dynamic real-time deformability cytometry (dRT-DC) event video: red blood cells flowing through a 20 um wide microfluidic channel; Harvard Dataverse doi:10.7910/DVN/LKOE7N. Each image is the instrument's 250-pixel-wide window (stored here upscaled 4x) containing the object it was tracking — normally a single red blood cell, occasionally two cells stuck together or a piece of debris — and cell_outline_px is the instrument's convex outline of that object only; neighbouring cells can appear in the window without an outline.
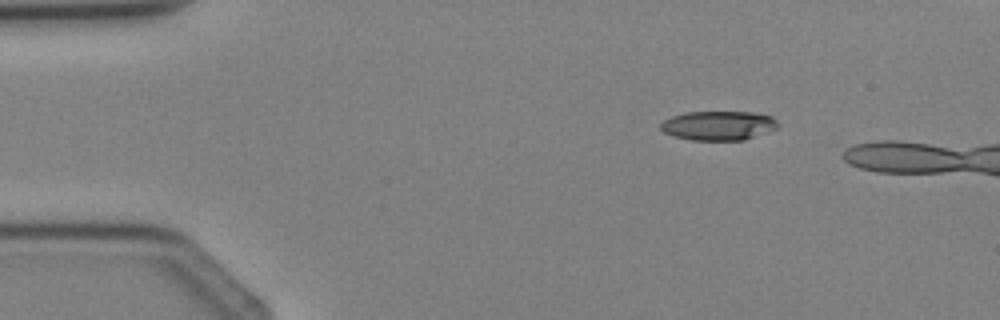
{"species": "Egyptian fruit bat (a non-hibernating species)", "species_latin": "Rousettus aegyptiacus", "temperature_condition": "cold", "stored_images_in_passage": 3, "camera_frame_rate_fps": 3000, "um_per_image_px": 0.085, "animal": {"sex": "female"}, "frame": {"image": 1, "passage_image": 1, "time_ms": 0.0, "image_size_px": [1000, 320], "cell_outline_px": [[780, 124], [776, 128], [768, 132], [744, 140], [692, 140], [672, 136], [664, 132], [660, 128], [660, 124], [664, 120], [672, 116], [684, 112], [752, 112], [772, 116]], "centroid_in_image_um": [61.07, 10.67], "position_along_channel_um": 23.9, "area_um2": 20.11}}